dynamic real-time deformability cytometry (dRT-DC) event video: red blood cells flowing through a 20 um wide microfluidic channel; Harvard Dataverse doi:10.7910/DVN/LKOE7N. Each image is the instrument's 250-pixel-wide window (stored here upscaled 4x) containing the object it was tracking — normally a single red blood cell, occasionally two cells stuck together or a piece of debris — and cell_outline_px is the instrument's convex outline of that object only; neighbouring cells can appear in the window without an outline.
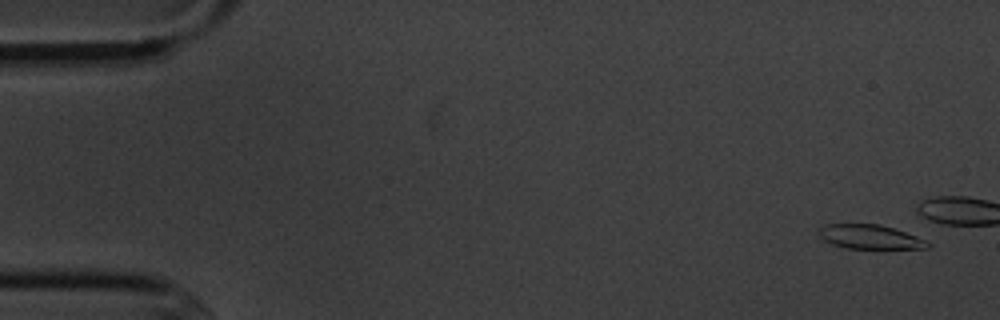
{"species": "common noctule bat (a hibernating species)", "species_latin": "Nyctalus noctula", "temperature_condition": "cold", "stored_images_in_passage": 5, "camera_frame_rate_fps": 3000, "um_per_image_px": 0.085, "animal": {"sex": "male", "body_mass_g": 20.1, "forearm_length_mm": 53.5}, "frame": {"image": 1, "passage_image": 1, "time_ms": 0.0, "image_size_px": [1000, 320], "cell_outline_px": [[932, 244], [928, 248], [848, 248], [832, 244], [824, 240], [820, 236], [820, 228], [824, 224], [880, 224], [916, 236]], "centroid_in_image_um": [73.94, 20.13], "position_along_channel_um": 11.1, "area_um2": 15.03}}